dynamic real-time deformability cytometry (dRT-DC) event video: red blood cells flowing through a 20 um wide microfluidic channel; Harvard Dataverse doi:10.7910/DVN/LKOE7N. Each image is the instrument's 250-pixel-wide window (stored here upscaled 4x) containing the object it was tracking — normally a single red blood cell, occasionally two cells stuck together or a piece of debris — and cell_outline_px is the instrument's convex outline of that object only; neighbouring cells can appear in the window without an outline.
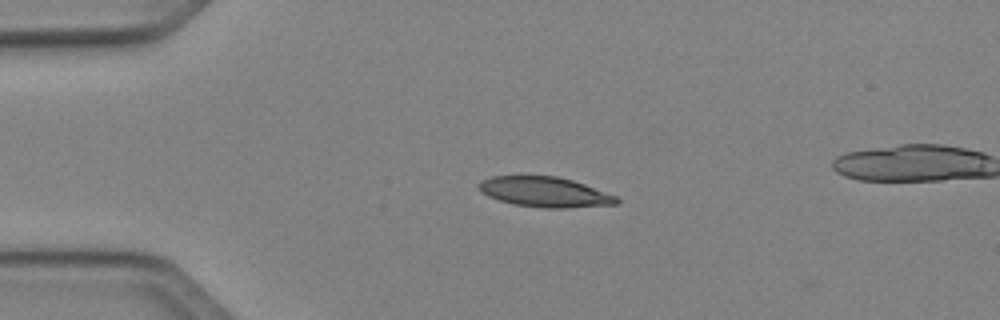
{"species": "Egyptian fruit bat (a non-hibernating species)", "species_latin": "Rousettus aegyptiacus", "temperature_condition": "cold", "stored_images_in_passage": 41, "camera_frame_rate_fps": 3000, "um_per_image_px": 0.085, "animal": {"sex": "female"}, "frame": {"image": 1, "passage_image": 2, "time_ms": 0.333, "image_size_px": [1000, 320], "cell_outline_px": [[620, 204], [568, 208], [548, 208], [512, 204], [488, 196], [480, 192], [480, 180], [492, 176], [556, 176], [572, 180], [584, 184], [616, 196], [620, 200]], "centroid_in_image_um": [46.33, 16.33], "position_along_channel_um": 38.7, "area_um2": 24.1}}
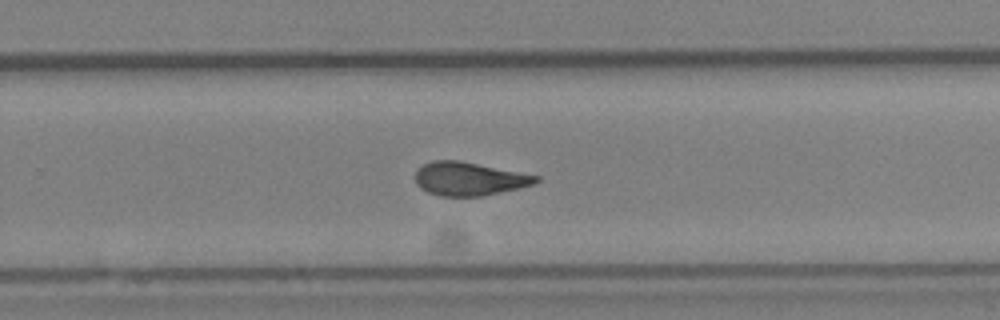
{"frame": {"image": 2, "passage_image": 23, "time_ms": 7.333, "image_size_px": [1000, 320], "cell_outline_px": [[540, 180], [532, 184], [520, 188], [484, 196], [440, 196], [428, 192], [420, 188], [416, 184], [416, 168], [432, 160], [460, 160], [540, 176]], "centroid_in_image_um": [39.86, 15.19], "position_along_channel_um": 289.9, "area_um2": 23.64}}
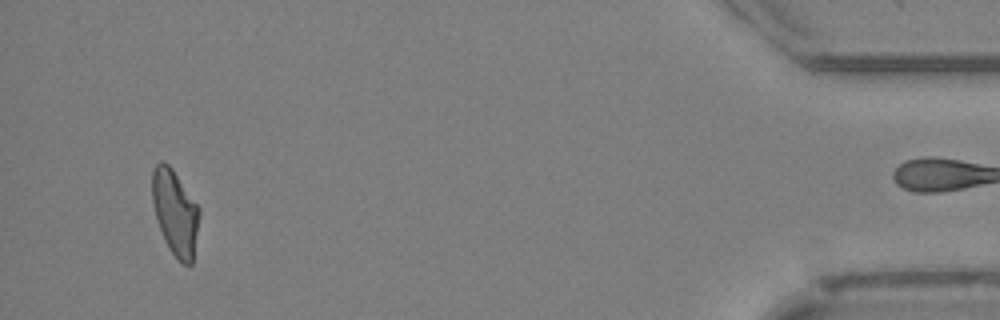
{"frame": {"image": 3, "passage_image": 38, "time_ms": 12.333, "image_size_px": [1000, 320], "cell_outline_px": [[200, 216], [192, 264], [184, 264], [172, 252], [164, 240], [152, 204], [152, 168], [160, 160], [164, 160], [172, 168], [200, 208]], "centroid_in_image_um": [14.88, 18.01], "position_along_channel_um": 420.3, "area_um2": 23.35}, "authors_computed_cell_mechanics": {"area_um2": 23.8136, "velocity_mm_per_s": 4.087, "shape_relaxation_time_tau1_ms": 5.0351, "shape_relaxation_time_tau2_ms": 2.3822, "deformation_change_tau1": 0.164, "deformation_change_tau2": 0.0921}}